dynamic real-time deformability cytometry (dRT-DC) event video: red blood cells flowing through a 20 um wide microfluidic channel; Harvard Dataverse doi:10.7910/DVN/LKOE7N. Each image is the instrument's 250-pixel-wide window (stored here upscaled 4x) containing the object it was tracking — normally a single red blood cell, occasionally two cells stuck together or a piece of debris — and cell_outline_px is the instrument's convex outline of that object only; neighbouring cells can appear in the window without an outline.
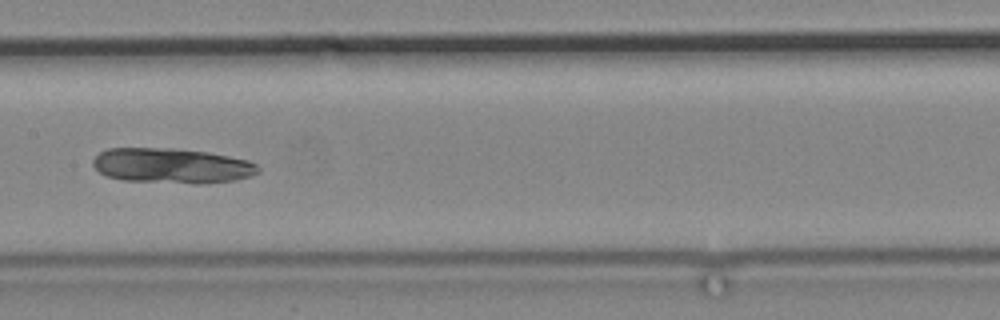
{"species": "common noctule bat (a hibernating species)", "species_latin": "Nyctalus noctula", "temperature_condition": "cold", "stored_images_in_passage": 15, "camera_frame_rate_fps": 3000, "um_per_image_px": 0.085, "animal": {"sex": "male", "body_mass_g": 19.2, "forearm_length_mm": 51.8}, "frame": {"image": 1, "passage_image": 13, "time_ms": 15.0, "image_size_px": [1000, 320], "cell_outline_px": [[260, 172], [252, 176], [236, 180], [204, 184], [196, 184], [124, 180], [108, 176], [100, 172], [92, 164], [92, 160], [100, 152], [108, 148], [172, 148], [208, 152], [248, 160], [256, 164], [260, 168]], "centroid_in_image_um": [14.64, 14.09], "position_along_channel_um": 192.8, "area_um2": 33.99}}